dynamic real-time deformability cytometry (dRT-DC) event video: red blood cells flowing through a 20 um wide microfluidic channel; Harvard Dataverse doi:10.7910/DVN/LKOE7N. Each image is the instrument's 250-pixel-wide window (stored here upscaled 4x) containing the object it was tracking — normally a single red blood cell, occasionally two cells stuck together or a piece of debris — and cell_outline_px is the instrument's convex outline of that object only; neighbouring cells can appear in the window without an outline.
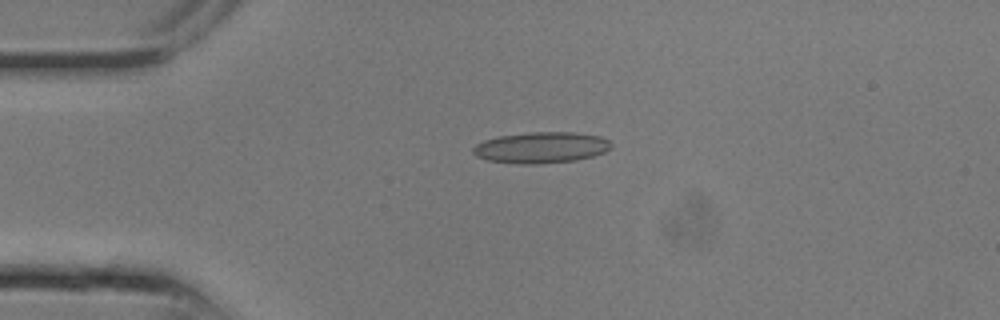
{"species": "common noctule bat (a hibernating species)", "species_latin": "Nyctalus noctula", "temperature_condition": "room temperature", "stored_images_in_passage": 5, "camera_frame_rate_fps": 3000, "um_per_image_px": 0.085, "animal": {"sex": "male", "body_mass_g": 13.3}, "frame": {"image": 1, "passage_image": 2, "time_ms": 0.333, "image_size_px": [1000, 320], "cell_outline_px": [[612, 148], [604, 152], [592, 156], [576, 160], [536, 164], [520, 164], [488, 160], [476, 156], [472, 152], [472, 148], [476, 144], [484, 140], [500, 136], [532, 132], [572, 132], [600, 136], [608, 140], [612, 144]], "centroid_in_image_um": [46.0, 12.54], "position_along_channel_um": 39.0, "area_um2": 24.97}}
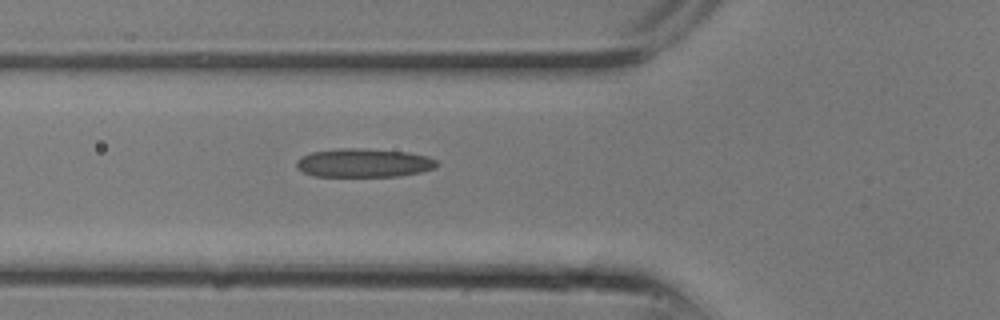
{"frame": {"image": 2, "passage_image": 5, "time_ms": 1.333, "image_size_px": [1000, 320], "cell_outline_px": [[436, 168], [420, 172], [400, 176], [316, 176], [304, 172], [296, 168], [296, 160], [300, 156], [312, 152], [336, 148], [360, 148], [408, 152], [428, 156], [436, 160]], "centroid_in_image_um": [30.9, 13.84], "position_along_channel_um": 94.9, "area_um2": 23.52}}